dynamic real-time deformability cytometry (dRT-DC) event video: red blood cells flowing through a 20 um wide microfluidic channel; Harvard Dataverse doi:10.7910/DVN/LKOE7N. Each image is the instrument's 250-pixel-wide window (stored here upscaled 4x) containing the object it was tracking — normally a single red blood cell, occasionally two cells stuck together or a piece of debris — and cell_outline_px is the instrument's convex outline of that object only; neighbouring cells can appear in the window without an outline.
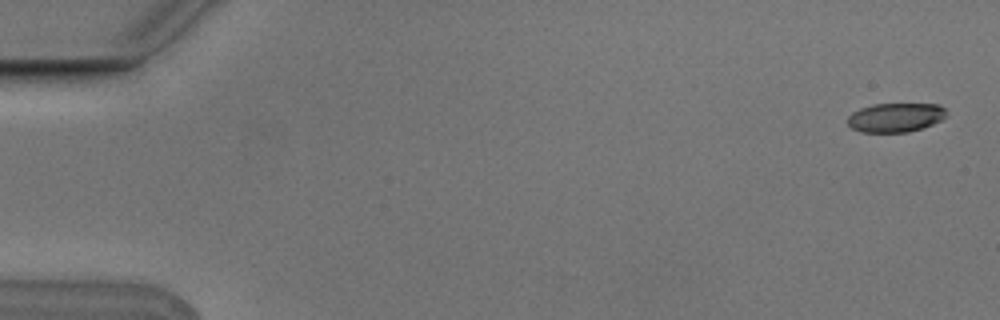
{"species": "Egyptian fruit bat (a non-hibernating species)", "species_latin": "Rousettus aegyptiacus", "temperature_condition": "cold", "stored_images_in_passage": 5, "camera_frame_rate_fps": 3000, "um_per_image_px": 0.085, "animal": {"sex": "male"}, "frame": {"image": 1, "passage_image": 1, "time_ms": 0.0, "image_size_px": [1000, 320], "cell_outline_px": [[948, 112], [940, 120], [932, 124], [908, 132], [860, 132], [852, 128], [848, 124], [848, 116], [852, 112], [860, 108], [872, 104], [940, 104]], "centroid_in_image_um": [76.1, 9.98], "position_along_channel_um": 8.9, "area_um2": 16.7}}